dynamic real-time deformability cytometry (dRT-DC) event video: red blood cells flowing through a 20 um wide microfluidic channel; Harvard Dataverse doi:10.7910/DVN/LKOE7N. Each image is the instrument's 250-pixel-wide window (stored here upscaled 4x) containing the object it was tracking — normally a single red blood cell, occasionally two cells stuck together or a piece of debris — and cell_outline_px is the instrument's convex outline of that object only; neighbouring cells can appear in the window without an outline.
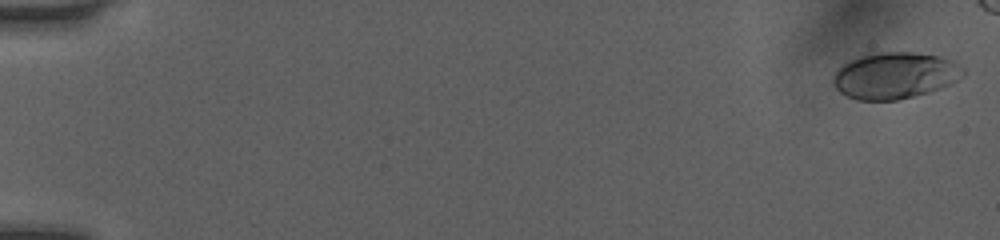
{"species": "human", "species_latin": "Homo sapiens", "temperature_condition": "room temperature", "stored_images_in_passage": 17, "camera_frame_rate_fps": 3000, "um_per_image_px": 0.085, "donor": {"sex": "female"}, "frame": {"image": 1, "passage_image": 1, "time_ms": 0.0, "image_size_px": [1000, 240], "cell_outline_px": [[964, 76], [940, 88], [912, 96], [896, 100], [856, 100], [840, 92], [836, 88], [832, 80], [832, 76], [848, 60], [868, 52], [912, 52], [940, 56], [952, 60], [964, 68]], "centroid_in_image_um": [76.04, 6.4], "position_along_channel_um": 9.0, "area_um2": 35.2}}
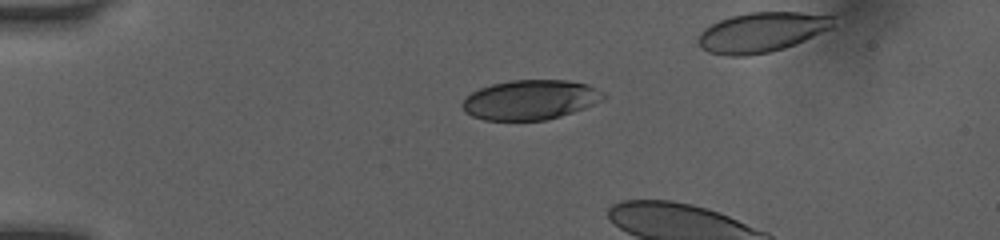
{"frame": {"image": 2, "passage_image": 13, "time_ms": 4.0, "image_size_px": [1000, 240], "cell_outline_px": [[608, 96], [584, 108], [560, 116], [544, 120], [484, 120], [472, 116], [464, 112], [460, 104], [472, 92], [480, 88], [492, 84], [512, 80], [564, 80], [588, 84], [604, 92]], "centroid_in_image_um": [45.06, 8.48], "position_along_channel_um": 39.9, "area_um2": 32.54}}